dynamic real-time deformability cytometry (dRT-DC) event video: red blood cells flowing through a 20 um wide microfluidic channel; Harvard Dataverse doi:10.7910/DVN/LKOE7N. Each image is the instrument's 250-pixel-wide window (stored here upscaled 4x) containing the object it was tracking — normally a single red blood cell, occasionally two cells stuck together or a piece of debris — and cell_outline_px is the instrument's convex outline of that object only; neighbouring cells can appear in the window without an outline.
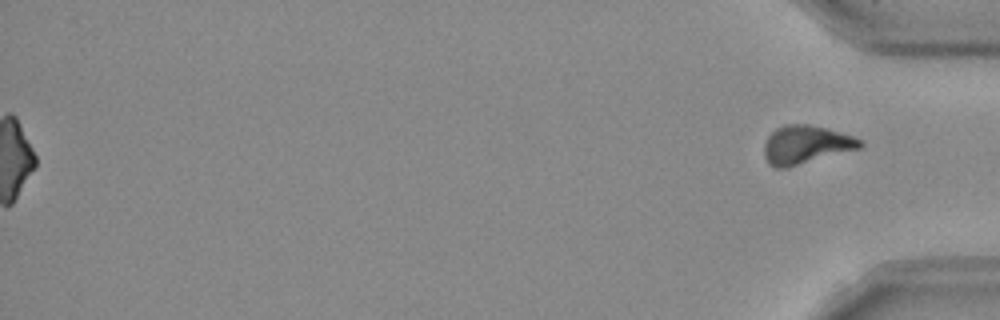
{"species": "Egyptian fruit bat (a non-hibernating species)", "species_latin": "Rousettus aegyptiacus", "temperature_condition": "room temperature", "stored_images_in_passage": 51, "segment_of_instrument_passage": [2, 2], "camera_frame_rate_fps": 3000, "um_per_image_px": 0.085, "frame": {"image": 1, "passage_image": 51, "time_ms": 16.667, "image_size_px": [1000, 320], "cell_outline_px": [[864, 144], [860, 148], [788, 168], [776, 168], [768, 164], [764, 156], [764, 144], [768, 136], [776, 128], [784, 124], [812, 124], [828, 128], [864, 140]], "centroid_in_image_um": [68.5, 12.3], "position_along_channel_um": 366.7, "area_um2": 21.73}}